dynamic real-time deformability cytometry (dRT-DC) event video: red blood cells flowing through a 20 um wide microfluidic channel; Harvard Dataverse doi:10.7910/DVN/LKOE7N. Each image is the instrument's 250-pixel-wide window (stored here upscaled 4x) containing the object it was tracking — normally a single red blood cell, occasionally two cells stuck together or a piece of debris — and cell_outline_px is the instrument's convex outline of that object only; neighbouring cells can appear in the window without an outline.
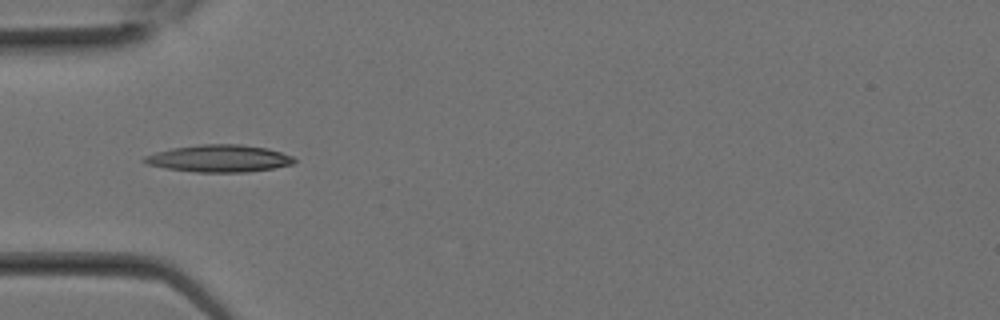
{"species": "Egyptian fruit bat (a non-hibernating species)", "species_latin": "Rousettus aegyptiacus", "temperature_condition": "room temperature", "stored_images_in_passage": 12, "camera_frame_rate_fps": 3000, "um_per_image_px": 0.085, "animal": {"sex": "female"}, "frame": {"image": 1, "passage_image": 9, "time_ms": 2.667, "image_size_px": [1000, 320], "cell_outline_px": [[296, 160], [292, 164], [272, 168], [248, 172], [196, 172], [164, 168], [148, 164], [140, 160], [144, 156], [156, 152], [172, 148], [200, 144], [240, 144], [268, 148], [292, 156]], "centroid_in_image_um": [18.6, 13.46], "position_along_channel_um": 66.4, "area_um2": 23.76}}
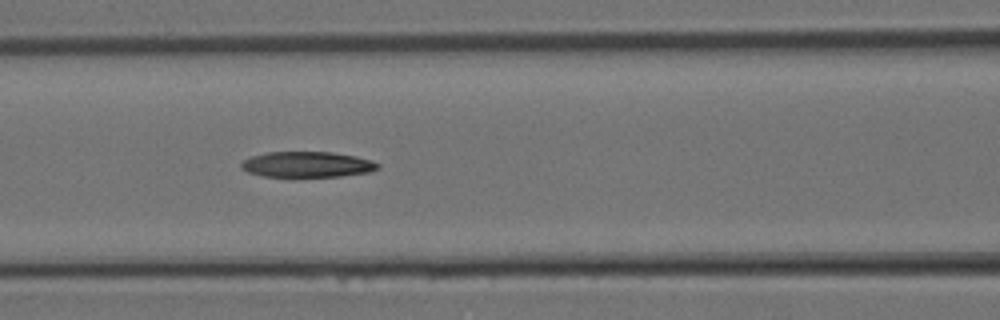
{"frame": {"image": 2, "passage_image": 12, "time_ms": 3.667, "image_size_px": [1000, 320], "cell_outline_px": [[380, 168], [372, 172], [340, 176], [264, 176], [248, 172], [240, 168], [240, 164], [244, 160], [252, 156], [268, 152], [332, 152], [356, 156], [372, 160], [380, 164]], "centroid_in_image_um": [26.16, 13.97], "position_along_channel_um": 140.4, "area_um2": 20.4}}